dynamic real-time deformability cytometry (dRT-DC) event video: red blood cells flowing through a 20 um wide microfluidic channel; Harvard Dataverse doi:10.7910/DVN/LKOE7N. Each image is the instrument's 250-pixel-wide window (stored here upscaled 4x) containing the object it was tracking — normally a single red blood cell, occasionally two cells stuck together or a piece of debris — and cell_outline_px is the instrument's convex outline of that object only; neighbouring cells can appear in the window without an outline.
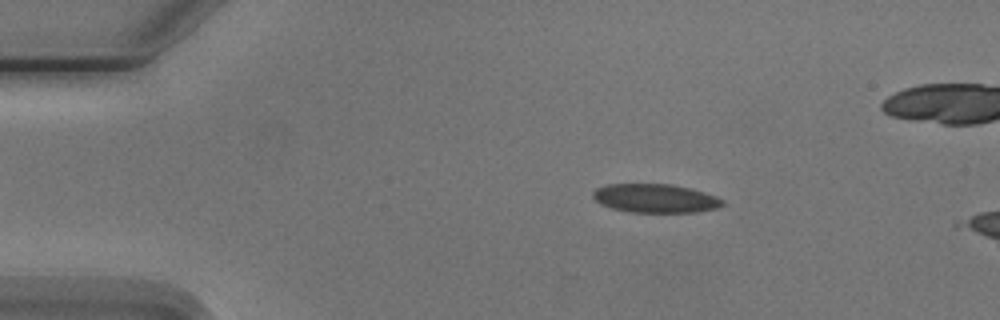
{"species": "Egyptian fruit bat (a non-hibernating species)", "species_latin": "Rousettus aegyptiacus", "temperature_condition": "cold", "stored_images_in_passage": 4, "camera_frame_rate_fps": 3000, "um_per_image_px": 0.085, "animal": {"sex": "male"}, "frame": {"image": 1, "passage_image": 2, "time_ms": 1.0, "image_size_px": [1000, 320], "cell_outline_px": [[724, 204], [720, 208], [696, 212], [628, 212], [612, 208], [600, 204], [592, 196], [592, 192], [596, 188], [608, 184], [672, 184], [704, 192], [716, 196], [724, 200]], "centroid_in_image_um": [55.71, 16.86], "position_along_channel_um": 29.3, "area_um2": 21.79}}